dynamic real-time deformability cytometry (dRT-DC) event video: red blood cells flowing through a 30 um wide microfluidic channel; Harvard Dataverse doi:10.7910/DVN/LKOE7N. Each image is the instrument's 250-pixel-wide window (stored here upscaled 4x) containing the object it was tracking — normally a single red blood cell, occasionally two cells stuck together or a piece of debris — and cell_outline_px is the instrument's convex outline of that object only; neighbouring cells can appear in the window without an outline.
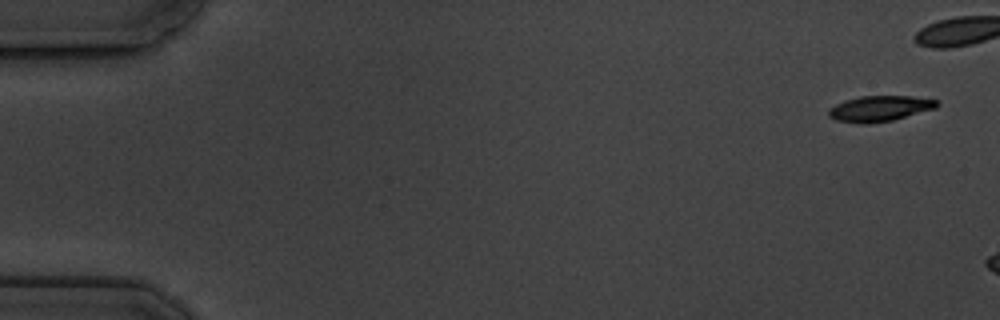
{"species": "common noctule bat (a hibernating species)", "species_latin": "Nyctalus noctula", "temperature_condition": "cold", "stored_images_in_passage": 3, "camera_frame_rate_fps": 3000, "um_per_image_px": 0.085, "animal": {"sex": "male", "body_mass_g": 19.5, "forearm_length_mm": 54.6}, "frame": {"image": 1, "passage_image": 1, "time_ms": 0.0, "image_size_px": [1000, 320], "cell_outline_px": [[940, 104], [936, 108], [892, 120], [864, 124], [860, 124], [836, 120], [828, 116], [828, 108], [844, 100], [860, 96], [912, 96], [940, 100]], "centroid_in_image_um": [74.77, 9.22], "position_along_channel_um": 10.2, "area_um2": 16.3}}